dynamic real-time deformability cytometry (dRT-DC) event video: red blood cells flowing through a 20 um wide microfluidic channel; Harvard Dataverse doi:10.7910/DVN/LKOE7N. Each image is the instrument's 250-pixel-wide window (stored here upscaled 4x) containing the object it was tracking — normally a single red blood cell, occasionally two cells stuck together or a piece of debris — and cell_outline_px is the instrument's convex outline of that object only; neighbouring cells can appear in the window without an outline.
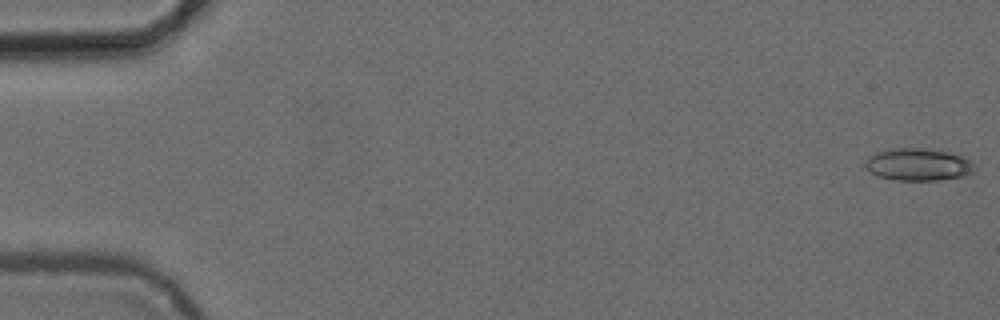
{"species": "common noctule bat (a hibernating species)", "species_latin": "Nyctalus noctula", "temperature_condition": "cold", "stored_images_in_passage": 5, "camera_frame_rate_fps": 3000, "um_per_image_px": 0.085, "animal": {"sex": "female", "body_mass_g": 24.6, "forearm_length_mm": 56.2}, "frame": {"image": 1, "passage_image": 1, "time_ms": 0.0, "image_size_px": [1000, 320], "cell_outline_px": [[976, 168], [972, 172], [964, 176], [936, 180], [896, 180], [880, 176], [864, 168], [864, 160], [876, 152], [888, 148], [924, 148], [952, 152], [964, 156]], "centroid_in_image_um": [78.03, 13.96], "position_along_channel_um": 7.0, "area_um2": 20.69}}